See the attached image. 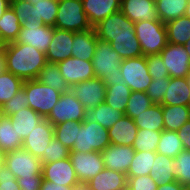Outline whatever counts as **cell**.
<instances>
[{
	"label": "cell",
	"mask_w": 190,
	"mask_h": 190,
	"mask_svg": "<svg viewBox=\"0 0 190 190\" xmlns=\"http://www.w3.org/2000/svg\"><path fill=\"white\" fill-rule=\"evenodd\" d=\"M73 190H91V189L87 183L79 182L78 184L73 186Z\"/></svg>",
	"instance_id": "59"
},
{
	"label": "cell",
	"mask_w": 190,
	"mask_h": 190,
	"mask_svg": "<svg viewBox=\"0 0 190 190\" xmlns=\"http://www.w3.org/2000/svg\"><path fill=\"white\" fill-rule=\"evenodd\" d=\"M54 27L73 32L92 28L84 12L82 0H60Z\"/></svg>",
	"instance_id": "6"
},
{
	"label": "cell",
	"mask_w": 190,
	"mask_h": 190,
	"mask_svg": "<svg viewBox=\"0 0 190 190\" xmlns=\"http://www.w3.org/2000/svg\"><path fill=\"white\" fill-rule=\"evenodd\" d=\"M82 121H66L54 125V137L68 149H72Z\"/></svg>",
	"instance_id": "41"
},
{
	"label": "cell",
	"mask_w": 190,
	"mask_h": 190,
	"mask_svg": "<svg viewBox=\"0 0 190 190\" xmlns=\"http://www.w3.org/2000/svg\"><path fill=\"white\" fill-rule=\"evenodd\" d=\"M23 82L9 71L0 75V108L22 89Z\"/></svg>",
	"instance_id": "42"
},
{
	"label": "cell",
	"mask_w": 190,
	"mask_h": 190,
	"mask_svg": "<svg viewBox=\"0 0 190 190\" xmlns=\"http://www.w3.org/2000/svg\"><path fill=\"white\" fill-rule=\"evenodd\" d=\"M22 27V23L17 18L14 10L7 8L0 18V39L4 44L14 42Z\"/></svg>",
	"instance_id": "35"
},
{
	"label": "cell",
	"mask_w": 190,
	"mask_h": 190,
	"mask_svg": "<svg viewBox=\"0 0 190 190\" xmlns=\"http://www.w3.org/2000/svg\"><path fill=\"white\" fill-rule=\"evenodd\" d=\"M4 43L1 41V39H0V49H2L3 47H4Z\"/></svg>",
	"instance_id": "64"
},
{
	"label": "cell",
	"mask_w": 190,
	"mask_h": 190,
	"mask_svg": "<svg viewBox=\"0 0 190 190\" xmlns=\"http://www.w3.org/2000/svg\"><path fill=\"white\" fill-rule=\"evenodd\" d=\"M43 178H18L20 190H40Z\"/></svg>",
	"instance_id": "53"
},
{
	"label": "cell",
	"mask_w": 190,
	"mask_h": 190,
	"mask_svg": "<svg viewBox=\"0 0 190 190\" xmlns=\"http://www.w3.org/2000/svg\"><path fill=\"white\" fill-rule=\"evenodd\" d=\"M121 0H82L91 27H95L105 18L120 10Z\"/></svg>",
	"instance_id": "21"
},
{
	"label": "cell",
	"mask_w": 190,
	"mask_h": 190,
	"mask_svg": "<svg viewBox=\"0 0 190 190\" xmlns=\"http://www.w3.org/2000/svg\"><path fill=\"white\" fill-rule=\"evenodd\" d=\"M174 176L183 186L190 184V150H183L173 162Z\"/></svg>",
	"instance_id": "46"
},
{
	"label": "cell",
	"mask_w": 190,
	"mask_h": 190,
	"mask_svg": "<svg viewBox=\"0 0 190 190\" xmlns=\"http://www.w3.org/2000/svg\"><path fill=\"white\" fill-rule=\"evenodd\" d=\"M57 64L69 87L95 77L92 61L69 57Z\"/></svg>",
	"instance_id": "15"
},
{
	"label": "cell",
	"mask_w": 190,
	"mask_h": 190,
	"mask_svg": "<svg viewBox=\"0 0 190 190\" xmlns=\"http://www.w3.org/2000/svg\"><path fill=\"white\" fill-rule=\"evenodd\" d=\"M110 144L108 129L95 121H82L70 152H102Z\"/></svg>",
	"instance_id": "5"
},
{
	"label": "cell",
	"mask_w": 190,
	"mask_h": 190,
	"mask_svg": "<svg viewBox=\"0 0 190 190\" xmlns=\"http://www.w3.org/2000/svg\"><path fill=\"white\" fill-rule=\"evenodd\" d=\"M185 50L187 51L188 55L190 56V39L184 45Z\"/></svg>",
	"instance_id": "61"
},
{
	"label": "cell",
	"mask_w": 190,
	"mask_h": 190,
	"mask_svg": "<svg viewBox=\"0 0 190 190\" xmlns=\"http://www.w3.org/2000/svg\"><path fill=\"white\" fill-rule=\"evenodd\" d=\"M122 190H131L128 186H126L125 188H123Z\"/></svg>",
	"instance_id": "67"
},
{
	"label": "cell",
	"mask_w": 190,
	"mask_h": 190,
	"mask_svg": "<svg viewBox=\"0 0 190 190\" xmlns=\"http://www.w3.org/2000/svg\"><path fill=\"white\" fill-rule=\"evenodd\" d=\"M97 35L94 28L74 32L72 57L92 61L97 46Z\"/></svg>",
	"instance_id": "22"
},
{
	"label": "cell",
	"mask_w": 190,
	"mask_h": 190,
	"mask_svg": "<svg viewBox=\"0 0 190 190\" xmlns=\"http://www.w3.org/2000/svg\"><path fill=\"white\" fill-rule=\"evenodd\" d=\"M127 186L131 190H157L158 184L150 175L127 177Z\"/></svg>",
	"instance_id": "51"
},
{
	"label": "cell",
	"mask_w": 190,
	"mask_h": 190,
	"mask_svg": "<svg viewBox=\"0 0 190 190\" xmlns=\"http://www.w3.org/2000/svg\"><path fill=\"white\" fill-rule=\"evenodd\" d=\"M40 190H73V186H64L60 184H55L47 180H42Z\"/></svg>",
	"instance_id": "55"
},
{
	"label": "cell",
	"mask_w": 190,
	"mask_h": 190,
	"mask_svg": "<svg viewBox=\"0 0 190 190\" xmlns=\"http://www.w3.org/2000/svg\"><path fill=\"white\" fill-rule=\"evenodd\" d=\"M134 31L144 56L160 54L167 45V30L160 20L138 21Z\"/></svg>",
	"instance_id": "3"
},
{
	"label": "cell",
	"mask_w": 190,
	"mask_h": 190,
	"mask_svg": "<svg viewBox=\"0 0 190 190\" xmlns=\"http://www.w3.org/2000/svg\"><path fill=\"white\" fill-rule=\"evenodd\" d=\"M73 95L82 103L85 109L94 108L103 103L106 85L99 78H92L69 87Z\"/></svg>",
	"instance_id": "13"
},
{
	"label": "cell",
	"mask_w": 190,
	"mask_h": 190,
	"mask_svg": "<svg viewBox=\"0 0 190 190\" xmlns=\"http://www.w3.org/2000/svg\"><path fill=\"white\" fill-rule=\"evenodd\" d=\"M184 150L182 141L179 139L177 131L163 130L161 131L160 140L156 153L165 155L171 158L176 156Z\"/></svg>",
	"instance_id": "38"
},
{
	"label": "cell",
	"mask_w": 190,
	"mask_h": 190,
	"mask_svg": "<svg viewBox=\"0 0 190 190\" xmlns=\"http://www.w3.org/2000/svg\"><path fill=\"white\" fill-rule=\"evenodd\" d=\"M70 155V149L65 147L60 141L55 137L52 138L50 143L47 145L43 156L40 158L41 164H47L49 162H54L68 158Z\"/></svg>",
	"instance_id": "47"
},
{
	"label": "cell",
	"mask_w": 190,
	"mask_h": 190,
	"mask_svg": "<svg viewBox=\"0 0 190 190\" xmlns=\"http://www.w3.org/2000/svg\"><path fill=\"white\" fill-rule=\"evenodd\" d=\"M134 122L138 129L164 130L162 105L152 104L147 110L138 115Z\"/></svg>",
	"instance_id": "33"
},
{
	"label": "cell",
	"mask_w": 190,
	"mask_h": 190,
	"mask_svg": "<svg viewBox=\"0 0 190 190\" xmlns=\"http://www.w3.org/2000/svg\"><path fill=\"white\" fill-rule=\"evenodd\" d=\"M161 131H153L149 129H138L132 147L135 151H151L156 152L158 142L160 140Z\"/></svg>",
	"instance_id": "43"
},
{
	"label": "cell",
	"mask_w": 190,
	"mask_h": 190,
	"mask_svg": "<svg viewBox=\"0 0 190 190\" xmlns=\"http://www.w3.org/2000/svg\"><path fill=\"white\" fill-rule=\"evenodd\" d=\"M28 107V98L24 89H20L8 102L2 105L0 112L4 116H11L19 110Z\"/></svg>",
	"instance_id": "48"
},
{
	"label": "cell",
	"mask_w": 190,
	"mask_h": 190,
	"mask_svg": "<svg viewBox=\"0 0 190 190\" xmlns=\"http://www.w3.org/2000/svg\"><path fill=\"white\" fill-rule=\"evenodd\" d=\"M7 71L23 81L36 79L47 63L46 55L31 45L5 44Z\"/></svg>",
	"instance_id": "1"
},
{
	"label": "cell",
	"mask_w": 190,
	"mask_h": 190,
	"mask_svg": "<svg viewBox=\"0 0 190 190\" xmlns=\"http://www.w3.org/2000/svg\"><path fill=\"white\" fill-rule=\"evenodd\" d=\"M167 42L175 45H184L190 39V18L181 16L165 24Z\"/></svg>",
	"instance_id": "31"
},
{
	"label": "cell",
	"mask_w": 190,
	"mask_h": 190,
	"mask_svg": "<svg viewBox=\"0 0 190 190\" xmlns=\"http://www.w3.org/2000/svg\"><path fill=\"white\" fill-rule=\"evenodd\" d=\"M177 134L182 141L184 150H190V120L180 127Z\"/></svg>",
	"instance_id": "54"
},
{
	"label": "cell",
	"mask_w": 190,
	"mask_h": 190,
	"mask_svg": "<svg viewBox=\"0 0 190 190\" xmlns=\"http://www.w3.org/2000/svg\"><path fill=\"white\" fill-rule=\"evenodd\" d=\"M131 93L132 90L126 85L125 81L122 80L119 84L106 86L104 102L124 114Z\"/></svg>",
	"instance_id": "34"
},
{
	"label": "cell",
	"mask_w": 190,
	"mask_h": 190,
	"mask_svg": "<svg viewBox=\"0 0 190 190\" xmlns=\"http://www.w3.org/2000/svg\"><path fill=\"white\" fill-rule=\"evenodd\" d=\"M7 71V64L5 58V46L0 49V75Z\"/></svg>",
	"instance_id": "57"
},
{
	"label": "cell",
	"mask_w": 190,
	"mask_h": 190,
	"mask_svg": "<svg viewBox=\"0 0 190 190\" xmlns=\"http://www.w3.org/2000/svg\"><path fill=\"white\" fill-rule=\"evenodd\" d=\"M0 190H20L15 175L3 163L0 168Z\"/></svg>",
	"instance_id": "52"
},
{
	"label": "cell",
	"mask_w": 190,
	"mask_h": 190,
	"mask_svg": "<svg viewBox=\"0 0 190 190\" xmlns=\"http://www.w3.org/2000/svg\"><path fill=\"white\" fill-rule=\"evenodd\" d=\"M187 108H188L189 111H190V98H189V101H188V104H187Z\"/></svg>",
	"instance_id": "66"
},
{
	"label": "cell",
	"mask_w": 190,
	"mask_h": 190,
	"mask_svg": "<svg viewBox=\"0 0 190 190\" xmlns=\"http://www.w3.org/2000/svg\"><path fill=\"white\" fill-rule=\"evenodd\" d=\"M184 186L181 185L177 180L169 184L158 185L157 190H183Z\"/></svg>",
	"instance_id": "56"
},
{
	"label": "cell",
	"mask_w": 190,
	"mask_h": 190,
	"mask_svg": "<svg viewBox=\"0 0 190 190\" xmlns=\"http://www.w3.org/2000/svg\"><path fill=\"white\" fill-rule=\"evenodd\" d=\"M74 32L54 27V34L46 52V60L49 63H59L72 57Z\"/></svg>",
	"instance_id": "19"
},
{
	"label": "cell",
	"mask_w": 190,
	"mask_h": 190,
	"mask_svg": "<svg viewBox=\"0 0 190 190\" xmlns=\"http://www.w3.org/2000/svg\"><path fill=\"white\" fill-rule=\"evenodd\" d=\"M44 180L64 186H74L79 183L70 158L42 164Z\"/></svg>",
	"instance_id": "16"
},
{
	"label": "cell",
	"mask_w": 190,
	"mask_h": 190,
	"mask_svg": "<svg viewBox=\"0 0 190 190\" xmlns=\"http://www.w3.org/2000/svg\"><path fill=\"white\" fill-rule=\"evenodd\" d=\"M123 115L121 111L103 102L94 108L86 109L83 121H95L105 129H110Z\"/></svg>",
	"instance_id": "26"
},
{
	"label": "cell",
	"mask_w": 190,
	"mask_h": 190,
	"mask_svg": "<svg viewBox=\"0 0 190 190\" xmlns=\"http://www.w3.org/2000/svg\"><path fill=\"white\" fill-rule=\"evenodd\" d=\"M4 163L15 178H43L42 164L38 157L23 147L4 154Z\"/></svg>",
	"instance_id": "7"
},
{
	"label": "cell",
	"mask_w": 190,
	"mask_h": 190,
	"mask_svg": "<svg viewBox=\"0 0 190 190\" xmlns=\"http://www.w3.org/2000/svg\"><path fill=\"white\" fill-rule=\"evenodd\" d=\"M145 57L148 72L152 78H170L160 54L147 55Z\"/></svg>",
	"instance_id": "50"
},
{
	"label": "cell",
	"mask_w": 190,
	"mask_h": 190,
	"mask_svg": "<svg viewBox=\"0 0 190 190\" xmlns=\"http://www.w3.org/2000/svg\"><path fill=\"white\" fill-rule=\"evenodd\" d=\"M109 43L123 60L143 55L136 35L112 36Z\"/></svg>",
	"instance_id": "30"
},
{
	"label": "cell",
	"mask_w": 190,
	"mask_h": 190,
	"mask_svg": "<svg viewBox=\"0 0 190 190\" xmlns=\"http://www.w3.org/2000/svg\"><path fill=\"white\" fill-rule=\"evenodd\" d=\"M120 69L126 85L132 92L147 91L153 78L148 72L146 57L144 55L123 60Z\"/></svg>",
	"instance_id": "8"
},
{
	"label": "cell",
	"mask_w": 190,
	"mask_h": 190,
	"mask_svg": "<svg viewBox=\"0 0 190 190\" xmlns=\"http://www.w3.org/2000/svg\"><path fill=\"white\" fill-rule=\"evenodd\" d=\"M122 61L123 59L109 42L98 39L92 59L96 78L102 79L106 86L119 84L120 81L124 80L120 69Z\"/></svg>",
	"instance_id": "2"
},
{
	"label": "cell",
	"mask_w": 190,
	"mask_h": 190,
	"mask_svg": "<svg viewBox=\"0 0 190 190\" xmlns=\"http://www.w3.org/2000/svg\"><path fill=\"white\" fill-rule=\"evenodd\" d=\"M10 6L14 10L17 18L22 24H36L43 26L42 22H37L33 2L29 0H10Z\"/></svg>",
	"instance_id": "45"
},
{
	"label": "cell",
	"mask_w": 190,
	"mask_h": 190,
	"mask_svg": "<svg viewBox=\"0 0 190 190\" xmlns=\"http://www.w3.org/2000/svg\"><path fill=\"white\" fill-rule=\"evenodd\" d=\"M138 128L134 120L123 115L108 129L110 143L116 145L132 146L137 136Z\"/></svg>",
	"instance_id": "23"
},
{
	"label": "cell",
	"mask_w": 190,
	"mask_h": 190,
	"mask_svg": "<svg viewBox=\"0 0 190 190\" xmlns=\"http://www.w3.org/2000/svg\"><path fill=\"white\" fill-rule=\"evenodd\" d=\"M152 100L146 92L134 91L131 93L124 115L133 120L152 105Z\"/></svg>",
	"instance_id": "44"
},
{
	"label": "cell",
	"mask_w": 190,
	"mask_h": 190,
	"mask_svg": "<svg viewBox=\"0 0 190 190\" xmlns=\"http://www.w3.org/2000/svg\"><path fill=\"white\" fill-rule=\"evenodd\" d=\"M53 137L54 126L44 118L34 130L23 139L22 147L40 159Z\"/></svg>",
	"instance_id": "17"
},
{
	"label": "cell",
	"mask_w": 190,
	"mask_h": 190,
	"mask_svg": "<svg viewBox=\"0 0 190 190\" xmlns=\"http://www.w3.org/2000/svg\"><path fill=\"white\" fill-rule=\"evenodd\" d=\"M184 15L188 18H190V0L188 1V5H187V8L185 10V13Z\"/></svg>",
	"instance_id": "60"
},
{
	"label": "cell",
	"mask_w": 190,
	"mask_h": 190,
	"mask_svg": "<svg viewBox=\"0 0 190 190\" xmlns=\"http://www.w3.org/2000/svg\"><path fill=\"white\" fill-rule=\"evenodd\" d=\"M44 118L37 112L27 107L11 115V123L17 134L23 140L34 130Z\"/></svg>",
	"instance_id": "27"
},
{
	"label": "cell",
	"mask_w": 190,
	"mask_h": 190,
	"mask_svg": "<svg viewBox=\"0 0 190 190\" xmlns=\"http://www.w3.org/2000/svg\"><path fill=\"white\" fill-rule=\"evenodd\" d=\"M22 88L28 98V107L43 118L48 117L62 94L60 91L42 84L36 79L24 81Z\"/></svg>",
	"instance_id": "4"
},
{
	"label": "cell",
	"mask_w": 190,
	"mask_h": 190,
	"mask_svg": "<svg viewBox=\"0 0 190 190\" xmlns=\"http://www.w3.org/2000/svg\"><path fill=\"white\" fill-rule=\"evenodd\" d=\"M164 130L178 131L190 120V111L183 105H162Z\"/></svg>",
	"instance_id": "32"
},
{
	"label": "cell",
	"mask_w": 190,
	"mask_h": 190,
	"mask_svg": "<svg viewBox=\"0 0 190 190\" xmlns=\"http://www.w3.org/2000/svg\"><path fill=\"white\" fill-rule=\"evenodd\" d=\"M190 98V88L186 77H170L169 86L164 94L162 105H183L187 106Z\"/></svg>",
	"instance_id": "25"
},
{
	"label": "cell",
	"mask_w": 190,
	"mask_h": 190,
	"mask_svg": "<svg viewBox=\"0 0 190 190\" xmlns=\"http://www.w3.org/2000/svg\"><path fill=\"white\" fill-rule=\"evenodd\" d=\"M57 0H35L33 6L36 12L35 20L42 22L44 25L55 26L58 12Z\"/></svg>",
	"instance_id": "40"
},
{
	"label": "cell",
	"mask_w": 190,
	"mask_h": 190,
	"mask_svg": "<svg viewBox=\"0 0 190 190\" xmlns=\"http://www.w3.org/2000/svg\"><path fill=\"white\" fill-rule=\"evenodd\" d=\"M186 80H187L189 88H190V74L186 77Z\"/></svg>",
	"instance_id": "63"
},
{
	"label": "cell",
	"mask_w": 190,
	"mask_h": 190,
	"mask_svg": "<svg viewBox=\"0 0 190 190\" xmlns=\"http://www.w3.org/2000/svg\"><path fill=\"white\" fill-rule=\"evenodd\" d=\"M104 168L127 174L134 158L135 150L132 146L110 143L102 152Z\"/></svg>",
	"instance_id": "18"
},
{
	"label": "cell",
	"mask_w": 190,
	"mask_h": 190,
	"mask_svg": "<svg viewBox=\"0 0 190 190\" xmlns=\"http://www.w3.org/2000/svg\"><path fill=\"white\" fill-rule=\"evenodd\" d=\"M36 80L60 91L61 93L69 90V86L61 75L58 64L56 63L47 62L44 68L39 72Z\"/></svg>",
	"instance_id": "37"
},
{
	"label": "cell",
	"mask_w": 190,
	"mask_h": 190,
	"mask_svg": "<svg viewBox=\"0 0 190 190\" xmlns=\"http://www.w3.org/2000/svg\"><path fill=\"white\" fill-rule=\"evenodd\" d=\"M86 183L91 190H122L127 186V175L104 168Z\"/></svg>",
	"instance_id": "24"
},
{
	"label": "cell",
	"mask_w": 190,
	"mask_h": 190,
	"mask_svg": "<svg viewBox=\"0 0 190 190\" xmlns=\"http://www.w3.org/2000/svg\"><path fill=\"white\" fill-rule=\"evenodd\" d=\"M9 7L10 0H0V18Z\"/></svg>",
	"instance_id": "58"
},
{
	"label": "cell",
	"mask_w": 190,
	"mask_h": 190,
	"mask_svg": "<svg viewBox=\"0 0 190 190\" xmlns=\"http://www.w3.org/2000/svg\"><path fill=\"white\" fill-rule=\"evenodd\" d=\"M173 162L174 158L156 153L149 175L158 185L176 181Z\"/></svg>",
	"instance_id": "28"
},
{
	"label": "cell",
	"mask_w": 190,
	"mask_h": 190,
	"mask_svg": "<svg viewBox=\"0 0 190 190\" xmlns=\"http://www.w3.org/2000/svg\"><path fill=\"white\" fill-rule=\"evenodd\" d=\"M120 11L134 23L160 20L155 0H121Z\"/></svg>",
	"instance_id": "20"
},
{
	"label": "cell",
	"mask_w": 190,
	"mask_h": 190,
	"mask_svg": "<svg viewBox=\"0 0 190 190\" xmlns=\"http://www.w3.org/2000/svg\"><path fill=\"white\" fill-rule=\"evenodd\" d=\"M86 109L82 103L68 90L63 92L58 102L46 118L53 126L66 121H83Z\"/></svg>",
	"instance_id": "9"
},
{
	"label": "cell",
	"mask_w": 190,
	"mask_h": 190,
	"mask_svg": "<svg viewBox=\"0 0 190 190\" xmlns=\"http://www.w3.org/2000/svg\"><path fill=\"white\" fill-rule=\"evenodd\" d=\"M156 152L151 151H135L134 158L127 171V177H136L141 175H149L152 168Z\"/></svg>",
	"instance_id": "39"
},
{
	"label": "cell",
	"mask_w": 190,
	"mask_h": 190,
	"mask_svg": "<svg viewBox=\"0 0 190 190\" xmlns=\"http://www.w3.org/2000/svg\"><path fill=\"white\" fill-rule=\"evenodd\" d=\"M54 34V27L36 24H22L21 30L14 43L31 45L46 54Z\"/></svg>",
	"instance_id": "14"
},
{
	"label": "cell",
	"mask_w": 190,
	"mask_h": 190,
	"mask_svg": "<svg viewBox=\"0 0 190 190\" xmlns=\"http://www.w3.org/2000/svg\"><path fill=\"white\" fill-rule=\"evenodd\" d=\"M134 24L119 10L101 21L94 30L99 40L112 42V36L136 35Z\"/></svg>",
	"instance_id": "10"
},
{
	"label": "cell",
	"mask_w": 190,
	"mask_h": 190,
	"mask_svg": "<svg viewBox=\"0 0 190 190\" xmlns=\"http://www.w3.org/2000/svg\"><path fill=\"white\" fill-rule=\"evenodd\" d=\"M169 80L170 78H153L146 91L153 104L162 105L164 94L169 86Z\"/></svg>",
	"instance_id": "49"
},
{
	"label": "cell",
	"mask_w": 190,
	"mask_h": 190,
	"mask_svg": "<svg viewBox=\"0 0 190 190\" xmlns=\"http://www.w3.org/2000/svg\"><path fill=\"white\" fill-rule=\"evenodd\" d=\"M23 140L11 123V116L0 114V151L4 154L22 147Z\"/></svg>",
	"instance_id": "29"
},
{
	"label": "cell",
	"mask_w": 190,
	"mask_h": 190,
	"mask_svg": "<svg viewBox=\"0 0 190 190\" xmlns=\"http://www.w3.org/2000/svg\"><path fill=\"white\" fill-rule=\"evenodd\" d=\"M189 0H155L160 21L166 24L184 16Z\"/></svg>",
	"instance_id": "36"
},
{
	"label": "cell",
	"mask_w": 190,
	"mask_h": 190,
	"mask_svg": "<svg viewBox=\"0 0 190 190\" xmlns=\"http://www.w3.org/2000/svg\"><path fill=\"white\" fill-rule=\"evenodd\" d=\"M160 56L169 77L184 78L190 74V56L184 46L167 43Z\"/></svg>",
	"instance_id": "12"
},
{
	"label": "cell",
	"mask_w": 190,
	"mask_h": 190,
	"mask_svg": "<svg viewBox=\"0 0 190 190\" xmlns=\"http://www.w3.org/2000/svg\"><path fill=\"white\" fill-rule=\"evenodd\" d=\"M69 158L79 182L86 183L104 169L101 152H70Z\"/></svg>",
	"instance_id": "11"
},
{
	"label": "cell",
	"mask_w": 190,
	"mask_h": 190,
	"mask_svg": "<svg viewBox=\"0 0 190 190\" xmlns=\"http://www.w3.org/2000/svg\"><path fill=\"white\" fill-rule=\"evenodd\" d=\"M184 188H185L186 190H190V184L184 186Z\"/></svg>",
	"instance_id": "65"
},
{
	"label": "cell",
	"mask_w": 190,
	"mask_h": 190,
	"mask_svg": "<svg viewBox=\"0 0 190 190\" xmlns=\"http://www.w3.org/2000/svg\"><path fill=\"white\" fill-rule=\"evenodd\" d=\"M4 163V153L2 151H0V168Z\"/></svg>",
	"instance_id": "62"
}]
</instances>
